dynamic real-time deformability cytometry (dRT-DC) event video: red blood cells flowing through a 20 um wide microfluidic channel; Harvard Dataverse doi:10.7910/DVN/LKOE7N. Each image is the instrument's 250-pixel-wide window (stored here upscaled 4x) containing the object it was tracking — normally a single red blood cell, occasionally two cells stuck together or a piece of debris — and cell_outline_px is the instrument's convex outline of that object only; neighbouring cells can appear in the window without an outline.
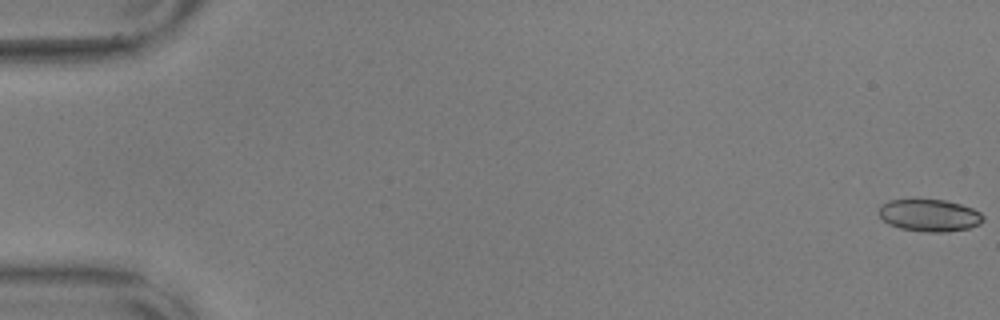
{"species": "common noctule bat (a hibernating species)", "species_latin": "Nyctalus noctula", "temperature_condition": "warm", "stored_images_in_passage": 17, "camera_frame_rate_fps": 3000, "um_per_image_px": 0.085, "animal": {"sex": "male", "body_mass_g": 17.9, "forearm_length_mm": 54.2}, "frame": {"image": 1, "passage_image": 1, "time_ms": 0.0, "image_size_px": [1000, 320], "cell_outline_px": [[984, 220], [980, 224], [968, 228], [948, 232], [924, 232], [900, 228], [888, 224], [880, 216], [880, 204], [888, 200], [944, 200], [960, 204], [972, 208], [980, 212], [984, 216]], "centroid_in_image_um": [79.02, 18.31], "position_along_channel_um": 6.0, "area_um2": 19.54}}